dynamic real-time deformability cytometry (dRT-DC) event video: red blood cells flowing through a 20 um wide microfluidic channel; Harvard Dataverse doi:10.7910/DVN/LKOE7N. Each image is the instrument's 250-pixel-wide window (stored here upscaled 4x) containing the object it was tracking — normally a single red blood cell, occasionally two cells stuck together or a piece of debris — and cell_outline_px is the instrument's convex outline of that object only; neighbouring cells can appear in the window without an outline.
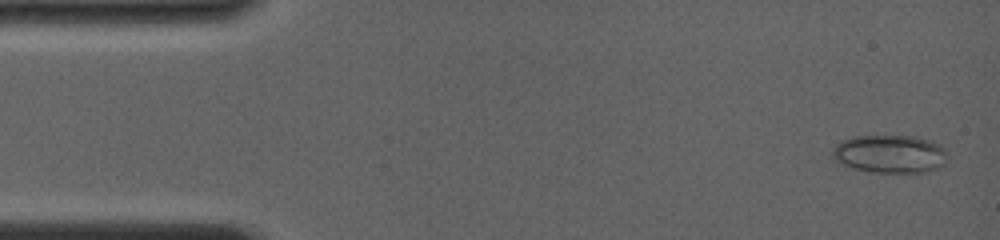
{"species": "common noctule bat (a hibernating species)", "species_latin": "Nyctalus noctula", "temperature_condition": "room temperature", "stored_images_in_passage": 74, "camera_frame_rate_fps": 4000, "um_per_image_px": 0.085, "animal": {"sex": "female", "body_mass_g": 19.0, "forearm_length_mm": 56.7}, "frame": {"image": 1, "passage_image": 3, "time_ms": 0.25, "image_size_px": [1000, 240], "cell_outline_px": [[948, 156], [944, 164], [928, 172], [872, 172], [856, 168], [832, 160], [832, 148], [836, 144], [844, 140], [856, 136], [916, 136], [932, 140], [940, 144], [944, 148]], "centroid_in_image_um": [75.67, 13.07], "position_along_channel_um": 9.3, "area_um2": 25.61}}
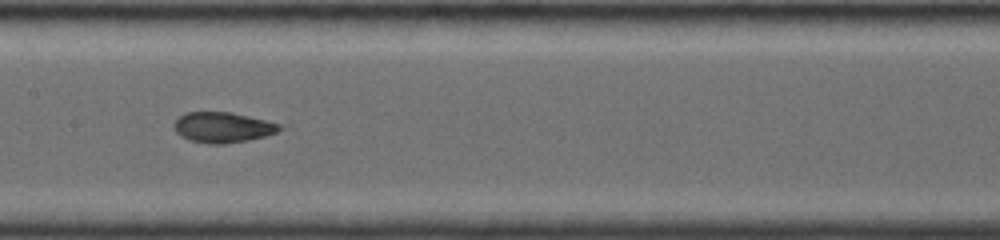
{"frame": {"image": 2, "passage_image": 39, "time_ms": 7.5, "image_size_px": [1000, 240], "cell_outline_px": [[284, 128], [276, 132], [264, 136], [248, 140], [224, 144], [212, 144], [188, 140], [180, 136], [172, 128], [172, 124], [176, 116], [184, 112], [232, 112], [280, 124]], "centroid_in_image_um": [18.85, 10.82], "position_along_channel_um": 188.6, "area_um2": 18.96}}
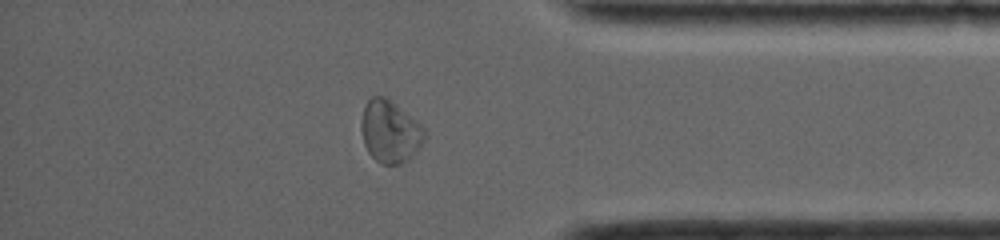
{"frame": {"image": 3, "passage_image": 67, "time_ms": 13.0, "image_size_px": [1000, 240], "cell_outline_px": [[428, 136], [416, 152], [408, 160], [400, 164], [380, 164], [368, 152], [364, 144], [360, 128], [360, 124], [364, 104], [372, 96], [384, 96], [396, 104], [416, 120], [428, 132]], "centroid_in_image_um": [33.16, 11.18], "position_along_channel_um": 402.0, "area_um2": 23.29}, "authors_computed_cell_mechanics": {"area_um2": 20.0566, "velocity_mm_per_s": 4.0312, "shape_relaxation_time_tau1_ms": 6.0544, "shape_relaxation_time_tau2_ms": 1.1877, "deformation_change_tau1": 0.1577, "deformation_change_tau2": 0.0728}}